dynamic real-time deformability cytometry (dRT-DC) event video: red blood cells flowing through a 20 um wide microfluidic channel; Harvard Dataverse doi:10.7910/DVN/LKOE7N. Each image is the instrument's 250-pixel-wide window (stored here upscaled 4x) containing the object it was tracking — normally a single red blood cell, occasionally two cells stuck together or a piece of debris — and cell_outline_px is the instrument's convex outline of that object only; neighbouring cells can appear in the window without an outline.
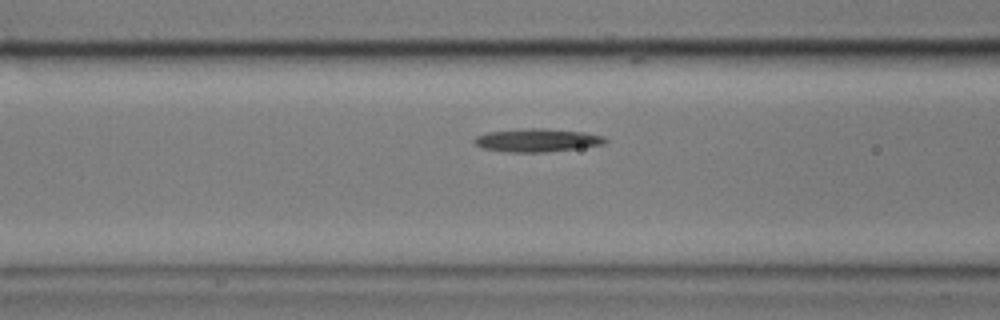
{"species": "common noctule bat (a hibernating species)", "species_latin": "Nyctalus noctula", "temperature_condition": "cold", "stored_images_in_passage": 47, "camera_frame_rate_fps": 3000, "um_per_image_px": 0.085, "animal": {"sex": "male", "body_mass_g": 17.9}, "frame": {"image": 1, "passage_image": 11, "time_ms": 3.333, "image_size_px": [1000, 320], "cell_outline_px": [[608, 140], [604, 144], [576, 148], [544, 152], [508, 152], [484, 148], [476, 144], [472, 140], [476, 136], [488, 132], [516, 128], [544, 128], [584, 132], [604, 136]], "centroid_in_image_um": [45.64, 11.9], "position_along_channel_um": 121.0, "area_um2": 17.69}}
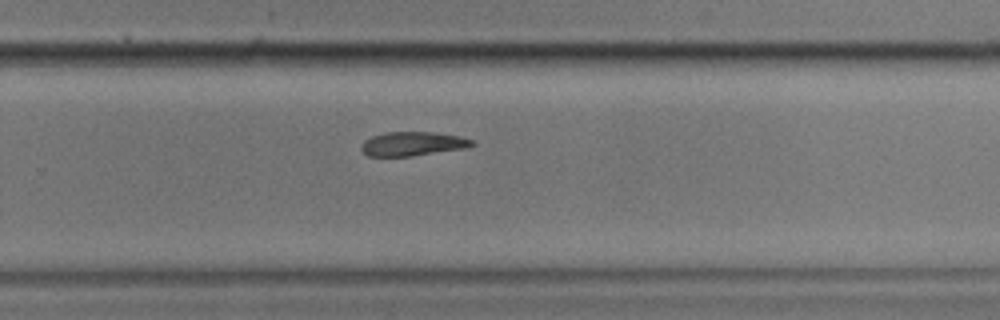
{"frame": {"image": 2, "passage_image": 26, "time_ms": 8.333, "image_size_px": [1000, 320], "cell_outline_px": [[476, 144], [468, 148], [412, 156], [368, 156], [360, 148], [364, 140], [372, 136], [384, 132], [432, 132], [460, 136], [472, 140]], "centroid_in_image_um": [35.1, 12.22], "position_along_channel_um": 294.7, "area_um2": 15.61}}
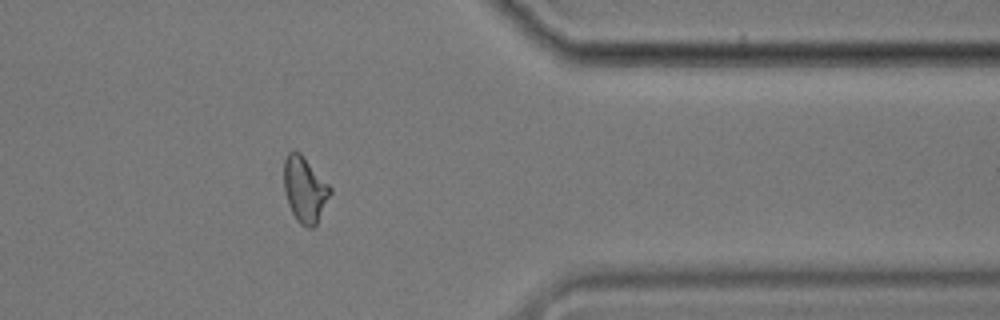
{"frame": {"image": 3, "passage_image": 36, "time_ms": 11.667, "image_size_px": [1000, 320], "cell_outline_px": [[332, 192], [316, 224], [312, 228], [308, 228], [300, 224], [296, 220], [288, 204], [284, 192], [284, 160], [288, 152], [296, 148], [300, 152], [332, 188]], "centroid_in_image_um": [25.89, 16.08], "position_along_channel_um": 385.5, "area_um2": 17.8}}